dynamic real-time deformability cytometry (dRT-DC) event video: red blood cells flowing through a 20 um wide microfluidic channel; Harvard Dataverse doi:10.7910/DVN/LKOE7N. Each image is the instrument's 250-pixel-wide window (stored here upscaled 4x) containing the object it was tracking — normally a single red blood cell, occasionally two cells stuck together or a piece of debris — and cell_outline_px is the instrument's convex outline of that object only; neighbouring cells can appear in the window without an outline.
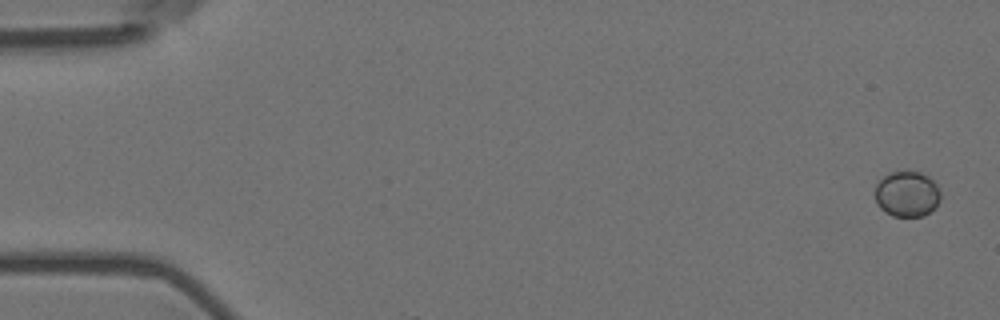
{"species": "Egyptian fruit bat (a non-hibernating species)", "species_latin": "Rousettus aegyptiacus", "temperature_condition": "room temperature", "stored_images_in_passage": 2, "camera_frame_rate_fps": 3000, "um_per_image_px": 0.085, "animal": {"sex": "female"}, "frame": {"image": 1, "passage_image": 1, "time_ms": 0.0, "image_size_px": [1000, 320], "cell_outline_px": [[940, 200], [924, 216], [892, 216], [884, 212], [876, 204], [876, 184], [888, 172], [920, 172], [928, 176], [936, 184], [940, 192]], "centroid_in_image_um": [77.07, 16.49], "position_along_channel_um": 7.9, "area_um2": 17.28}}